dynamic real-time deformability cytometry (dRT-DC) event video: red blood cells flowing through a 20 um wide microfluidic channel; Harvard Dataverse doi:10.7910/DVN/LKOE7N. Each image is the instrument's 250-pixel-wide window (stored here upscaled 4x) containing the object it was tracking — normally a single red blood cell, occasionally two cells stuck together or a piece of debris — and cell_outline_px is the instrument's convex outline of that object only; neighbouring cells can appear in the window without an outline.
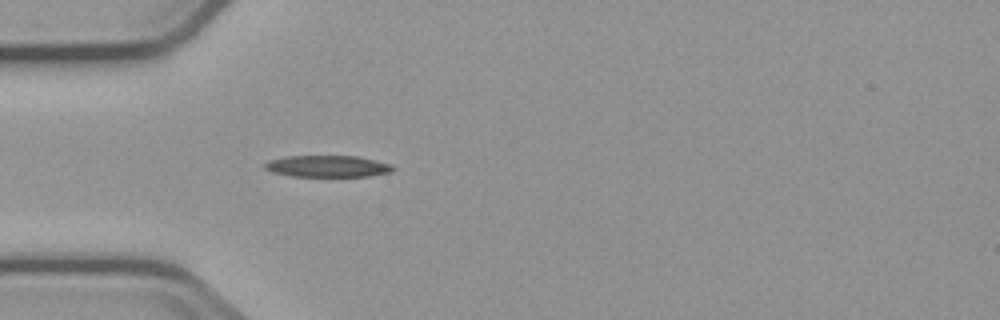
{"species": "common noctule bat (a hibernating species)", "species_latin": "Nyctalus noctula", "temperature_condition": "cold", "stored_images_in_passage": 4, "camera_frame_rate_fps": 3000, "um_per_image_px": 0.085, "animal": {"sex": "male", "body_mass_g": 23.1, "forearm_length_mm": 52.7}, "frame": {"image": 1, "passage_image": 4, "time_ms": 3.667, "image_size_px": [1000, 320], "cell_outline_px": [[396, 168], [392, 172], [368, 176], [292, 176], [272, 172], [264, 168], [264, 164], [268, 160], [284, 156], [356, 156], [392, 164]], "centroid_in_image_um": [27.84, 14.13], "position_along_channel_um": 57.2, "area_um2": 16.18}}